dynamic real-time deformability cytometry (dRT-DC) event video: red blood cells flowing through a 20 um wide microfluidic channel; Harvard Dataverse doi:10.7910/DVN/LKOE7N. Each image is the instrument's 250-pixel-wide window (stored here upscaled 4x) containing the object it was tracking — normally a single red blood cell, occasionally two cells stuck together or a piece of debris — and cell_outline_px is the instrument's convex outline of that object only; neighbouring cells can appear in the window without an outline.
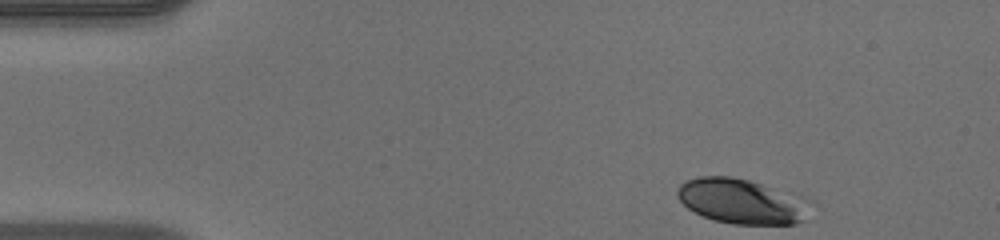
{"species": "human", "species_latin": "Homo sapiens", "temperature_condition": "warm", "stored_images_in_passage": 44, "camera_frame_rate_fps": 3000, "um_per_image_px": 0.085, "donor": {"sex": "male"}, "frame": {"image": 1, "passage_image": 1, "time_ms": 0.0, "image_size_px": [1000, 240], "cell_outline_px": [[804, 220], [796, 224], [732, 224], [712, 220], [688, 208], [676, 196], [676, 192], [680, 184], [688, 180], [700, 176], [732, 176], [748, 180], [800, 196]], "centroid_in_image_um": [62.89, 17.1], "position_along_channel_um": 22.1, "area_um2": 33.81}}
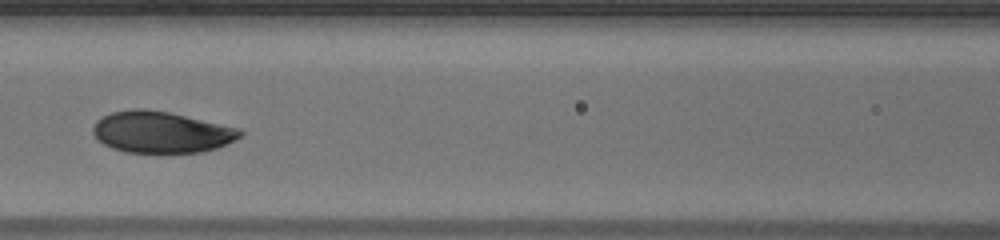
{"frame": {"image": 2, "passage_image": 17, "time_ms": 5.333, "image_size_px": [1000, 240], "cell_outline_px": [[244, 136], [216, 148], [200, 152], [124, 152], [112, 148], [96, 140], [92, 132], [92, 128], [96, 120], [112, 112], [136, 108], [144, 108], [168, 112], [240, 128], [244, 132]], "centroid_in_image_um": [13.69, 11.23], "position_along_channel_um": 152.9, "area_um2": 35.55}}
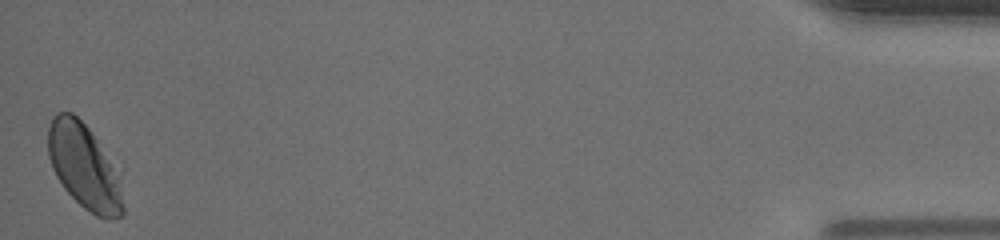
{"frame": {"image": 3, "passage_image": 44, "time_ms": 14.333, "image_size_px": [1000, 240], "cell_outline_px": [[124, 212], [120, 216], [108, 220], [96, 216], [84, 208], [64, 188], [56, 176], [52, 168], [48, 156], [48, 124], [52, 116], [56, 112], [72, 112], [88, 128], [120, 172], [124, 204]], "centroid_in_image_um": [7.17, 14.17], "position_along_channel_um": 428.0, "area_um2": 37.45}, "authors_computed_cell_mechanics": {"area_um2": 36.3273, "velocity_mm_per_s": 4.0996, "shape_relaxation_time_tau1_ms": 2.9977, "shape_relaxation_time_tau2_ms": null, "deformation_change_tau1": 0.1228, "deformation_change_tau2": null}}